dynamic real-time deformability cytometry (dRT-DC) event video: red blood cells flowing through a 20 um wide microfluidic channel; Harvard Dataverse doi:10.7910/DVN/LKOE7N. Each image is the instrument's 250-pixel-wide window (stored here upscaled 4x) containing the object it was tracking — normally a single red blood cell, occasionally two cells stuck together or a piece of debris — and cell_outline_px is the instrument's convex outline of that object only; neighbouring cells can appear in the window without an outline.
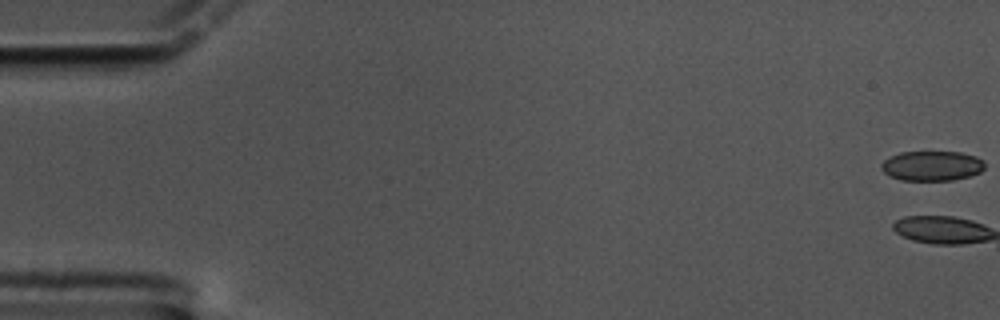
{"species": "common noctule bat (a hibernating species)", "species_latin": "Nyctalus noctula", "temperature_condition": "cold", "stored_images_in_passage": 60, "camera_frame_rate_fps": 3000, "um_per_image_px": 0.085, "animal": {"sex": "male", "body_mass_g": 17.5, "forearm_length_mm": 52.3}, "frame": {"image": 1, "passage_image": 1, "time_ms": 0.0, "image_size_px": [1000, 320], "cell_outline_px": [[984, 168], [980, 172], [968, 176], [952, 180], [900, 180], [888, 176], [880, 168], [880, 164], [884, 160], [900, 152], [960, 152], [976, 156], [984, 160]], "centroid_in_image_um": [79.19, 14.09], "position_along_channel_um": 5.8, "area_um2": 18.03}}